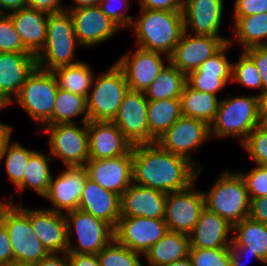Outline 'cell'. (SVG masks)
Returning a JSON list of instances; mask_svg holds the SVG:
<instances>
[{
	"label": "cell",
	"mask_w": 267,
	"mask_h": 266,
	"mask_svg": "<svg viewBox=\"0 0 267 266\" xmlns=\"http://www.w3.org/2000/svg\"><path fill=\"white\" fill-rule=\"evenodd\" d=\"M133 183L164 193L183 190L201 172L186 158L170 153L157 142L133 145Z\"/></svg>",
	"instance_id": "obj_1"
},
{
	"label": "cell",
	"mask_w": 267,
	"mask_h": 266,
	"mask_svg": "<svg viewBox=\"0 0 267 266\" xmlns=\"http://www.w3.org/2000/svg\"><path fill=\"white\" fill-rule=\"evenodd\" d=\"M140 10V17L131 24L137 37V47L170 56L184 32L183 13Z\"/></svg>",
	"instance_id": "obj_2"
},
{
	"label": "cell",
	"mask_w": 267,
	"mask_h": 266,
	"mask_svg": "<svg viewBox=\"0 0 267 266\" xmlns=\"http://www.w3.org/2000/svg\"><path fill=\"white\" fill-rule=\"evenodd\" d=\"M203 194L205 208L233 226L249 215L250 197L239 172H223Z\"/></svg>",
	"instance_id": "obj_3"
},
{
	"label": "cell",
	"mask_w": 267,
	"mask_h": 266,
	"mask_svg": "<svg viewBox=\"0 0 267 266\" xmlns=\"http://www.w3.org/2000/svg\"><path fill=\"white\" fill-rule=\"evenodd\" d=\"M261 124L259 96H239L219 102L218 111L210 124L211 137H241V143L249 133Z\"/></svg>",
	"instance_id": "obj_4"
},
{
	"label": "cell",
	"mask_w": 267,
	"mask_h": 266,
	"mask_svg": "<svg viewBox=\"0 0 267 266\" xmlns=\"http://www.w3.org/2000/svg\"><path fill=\"white\" fill-rule=\"evenodd\" d=\"M79 45L69 11L51 13L47 20V33L43 49L36 55L37 67L46 71L76 64L74 50Z\"/></svg>",
	"instance_id": "obj_5"
},
{
	"label": "cell",
	"mask_w": 267,
	"mask_h": 266,
	"mask_svg": "<svg viewBox=\"0 0 267 266\" xmlns=\"http://www.w3.org/2000/svg\"><path fill=\"white\" fill-rule=\"evenodd\" d=\"M9 202H0V220L6 226L13 249L14 259L36 264L49 252L43 246L31 226L29 208Z\"/></svg>",
	"instance_id": "obj_6"
},
{
	"label": "cell",
	"mask_w": 267,
	"mask_h": 266,
	"mask_svg": "<svg viewBox=\"0 0 267 266\" xmlns=\"http://www.w3.org/2000/svg\"><path fill=\"white\" fill-rule=\"evenodd\" d=\"M92 86L87 97L89 121L112 122L129 90L124 72L114 63L106 73L93 79Z\"/></svg>",
	"instance_id": "obj_7"
},
{
	"label": "cell",
	"mask_w": 267,
	"mask_h": 266,
	"mask_svg": "<svg viewBox=\"0 0 267 266\" xmlns=\"http://www.w3.org/2000/svg\"><path fill=\"white\" fill-rule=\"evenodd\" d=\"M58 90V82L54 73L36 67L22 85L14 101L36 123L44 126L52 117Z\"/></svg>",
	"instance_id": "obj_8"
},
{
	"label": "cell",
	"mask_w": 267,
	"mask_h": 266,
	"mask_svg": "<svg viewBox=\"0 0 267 266\" xmlns=\"http://www.w3.org/2000/svg\"><path fill=\"white\" fill-rule=\"evenodd\" d=\"M64 214L67 222V254L97 255L114 239V228L104 220L79 209ZM72 229L77 235V247L71 241Z\"/></svg>",
	"instance_id": "obj_9"
},
{
	"label": "cell",
	"mask_w": 267,
	"mask_h": 266,
	"mask_svg": "<svg viewBox=\"0 0 267 266\" xmlns=\"http://www.w3.org/2000/svg\"><path fill=\"white\" fill-rule=\"evenodd\" d=\"M49 133L50 154L60 158L66 167L85 166L89 160V137L87 122L45 125Z\"/></svg>",
	"instance_id": "obj_10"
},
{
	"label": "cell",
	"mask_w": 267,
	"mask_h": 266,
	"mask_svg": "<svg viewBox=\"0 0 267 266\" xmlns=\"http://www.w3.org/2000/svg\"><path fill=\"white\" fill-rule=\"evenodd\" d=\"M195 182L189 187L167 193L164 220L169 231L189 235L205 208L203 192L196 190Z\"/></svg>",
	"instance_id": "obj_11"
},
{
	"label": "cell",
	"mask_w": 267,
	"mask_h": 266,
	"mask_svg": "<svg viewBox=\"0 0 267 266\" xmlns=\"http://www.w3.org/2000/svg\"><path fill=\"white\" fill-rule=\"evenodd\" d=\"M168 231L164 219L120 217L114 228V239L144 256Z\"/></svg>",
	"instance_id": "obj_12"
},
{
	"label": "cell",
	"mask_w": 267,
	"mask_h": 266,
	"mask_svg": "<svg viewBox=\"0 0 267 266\" xmlns=\"http://www.w3.org/2000/svg\"><path fill=\"white\" fill-rule=\"evenodd\" d=\"M229 40L222 36L192 35L184 31L169 56V62L187 76L217 53Z\"/></svg>",
	"instance_id": "obj_13"
},
{
	"label": "cell",
	"mask_w": 267,
	"mask_h": 266,
	"mask_svg": "<svg viewBox=\"0 0 267 266\" xmlns=\"http://www.w3.org/2000/svg\"><path fill=\"white\" fill-rule=\"evenodd\" d=\"M114 122L132 145L154 143L148 127V100L145 92L128 90Z\"/></svg>",
	"instance_id": "obj_14"
},
{
	"label": "cell",
	"mask_w": 267,
	"mask_h": 266,
	"mask_svg": "<svg viewBox=\"0 0 267 266\" xmlns=\"http://www.w3.org/2000/svg\"><path fill=\"white\" fill-rule=\"evenodd\" d=\"M211 140L210 125L197 118L180 117L156 142L165 150L198 165L190 152Z\"/></svg>",
	"instance_id": "obj_15"
},
{
	"label": "cell",
	"mask_w": 267,
	"mask_h": 266,
	"mask_svg": "<svg viewBox=\"0 0 267 266\" xmlns=\"http://www.w3.org/2000/svg\"><path fill=\"white\" fill-rule=\"evenodd\" d=\"M169 62V56L136 47L135 52L124 54L115 63L125 74L129 90L145 92L167 65L162 57Z\"/></svg>",
	"instance_id": "obj_16"
},
{
	"label": "cell",
	"mask_w": 267,
	"mask_h": 266,
	"mask_svg": "<svg viewBox=\"0 0 267 266\" xmlns=\"http://www.w3.org/2000/svg\"><path fill=\"white\" fill-rule=\"evenodd\" d=\"M84 167L88 178L119 196L133 183L132 151L121 157L88 160Z\"/></svg>",
	"instance_id": "obj_17"
},
{
	"label": "cell",
	"mask_w": 267,
	"mask_h": 266,
	"mask_svg": "<svg viewBox=\"0 0 267 266\" xmlns=\"http://www.w3.org/2000/svg\"><path fill=\"white\" fill-rule=\"evenodd\" d=\"M66 11L71 14L77 41L83 47L109 40L120 29L102 12L99 5Z\"/></svg>",
	"instance_id": "obj_18"
},
{
	"label": "cell",
	"mask_w": 267,
	"mask_h": 266,
	"mask_svg": "<svg viewBox=\"0 0 267 266\" xmlns=\"http://www.w3.org/2000/svg\"><path fill=\"white\" fill-rule=\"evenodd\" d=\"M65 168L56 179L52 176L48 191L44 196L53 204V208L48 209L59 213L79 209L80 198L88 177L84 166Z\"/></svg>",
	"instance_id": "obj_19"
},
{
	"label": "cell",
	"mask_w": 267,
	"mask_h": 266,
	"mask_svg": "<svg viewBox=\"0 0 267 266\" xmlns=\"http://www.w3.org/2000/svg\"><path fill=\"white\" fill-rule=\"evenodd\" d=\"M36 67V55L32 53L0 52V102L5 107L13 103L12 96L17 97Z\"/></svg>",
	"instance_id": "obj_20"
},
{
	"label": "cell",
	"mask_w": 267,
	"mask_h": 266,
	"mask_svg": "<svg viewBox=\"0 0 267 266\" xmlns=\"http://www.w3.org/2000/svg\"><path fill=\"white\" fill-rule=\"evenodd\" d=\"M89 160L121 157L132 151L133 145L114 122L88 121Z\"/></svg>",
	"instance_id": "obj_21"
},
{
	"label": "cell",
	"mask_w": 267,
	"mask_h": 266,
	"mask_svg": "<svg viewBox=\"0 0 267 266\" xmlns=\"http://www.w3.org/2000/svg\"><path fill=\"white\" fill-rule=\"evenodd\" d=\"M167 193L132 183L120 196L121 217L164 219Z\"/></svg>",
	"instance_id": "obj_22"
},
{
	"label": "cell",
	"mask_w": 267,
	"mask_h": 266,
	"mask_svg": "<svg viewBox=\"0 0 267 266\" xmlns=\"http://www.w3.org/2000/svg\"><path fill=\"white\" fill-rule=\"evenodd\" d=\"M35 235L49 253H67V222L64 213L46 209H29Z\"/></svg>",
	"instance_id": "obj_23"
},
{
	"label": "cell",
	"mask_w": 267,
	"mask_h": 266,
	"mask_svg": "<svg viewBox=\"0 0 267 266\" xmlns=\"http://www.w3.org/2000/svg\"><path fill=\"white\" fill-rule=\"evenodd\" d=\"M224 0H184V31L194 35L220 36Z\"/></svg>",
	"instance_id": "obj_24"
},
{
	"label": "cell",
	"mask_w": 267,
	"mask_h": 266,
	"mask_svg": "<svg viewBox=\"0 0 267 266\" xmlns=\"http://www.w3.org/2000/svg\"><path fill=\"white\" fill-rule=\"evenodd\" d=\"M230 232H233V225L204 208L195 228L189 234L190 248H229L233 239L230 237L228 240Z\"/></svg>",
	"instance_id": "obj_25"
},
{
	"label": "cell",
	"mask_w": 267,
	"mask_h": 266,
	"mask_svg": "<svg viewBox=\"0 0 267 266\" xmlns=\"http://www.w3.org/2000/svg\"><path fill=\"white\" fill-rule=\"evenodd\" d=\"M79 210L104 220L115 228L121 217L120 196L87 177L80 198Z\"/></svg>",
	"instance_id": "obj_26"
},
{
	"label": "cell",
	"mask_w": 267,
	"mask_h": 266,
	"mask_svg": "<svg viewBox=\"0 0 267 266\" xmlns=\"http://www.w3.org/2000/svg\"><path fill=\"white\" fill-rule=\"evenodd\" d=\"M24 46L34 55L44 47L49 13L24 7L8 13Z\"/></svg>",
	"instance_id": "obj_27"
},
{
	"label": "cell",
	"mask_w": 267,
	"mask_h": 266,
	"mask_svg": "<svg viewBox=\"0 0 267 266\" xmlns=\"http://www.w3.org/2000/svg\"><path fill=\"white\" fill-rule=\"evenodd\" d=\"M189 235L168 231L144 255L149 266H163L189 256Z\"/></svg>",
	"instance_id": "obj_28"
},
{
	"label": "cell",
	"mask_w": 267,
	"mask_h": 266,
	"mask_svg": "<svg viewBox=\"0 0 267 266\" xmlns=\"http://www.w3.org/2000/svg\"><path fill=\"white\" fill-rule=\"evenodd\" d=\"M180 99L183 117L197 118L209 125L213 122L220 102L217 95L195 90L186 83Z\"/></svg>",
	"instance_id": "obj_29"
},
{
	"label": "cell",
	"mask_w": 267,
	"mask_h": 266,
	"mask_svg": "<svg viewBox=\"0 0 267 266\" xmlns=\"http://www.w3.org/2000/svg\"><path fill=\"white\" fill-rule=\"evenodd\" d=\"M182 116L180 98L148 101L150 137L156 142Z\"/></svg>",
	"instance_id": "obj_30"
},
{
	"label": "cell",
	"mask_w": 267,
	"mask_h": 266,
	"mask_svg": "<svg viewBox=\"0 0 267 266\" xmlns=\"http://www.w3.org/2000/svg\"><path fill=\"white\" fill-rule=\"evenodd\" d=\"M233 239L267 264V225L249 217L233 226Z\"/></svg>",
	"instance_id": "obj_31"
},
{
	"label": "cell",
	"mask_w": 267,
	"mask_h": 266,
	"mask_svg": "<svg viewBox=\"0 0 267 266\" xmlns=\"http://www.w3.org/2000/svg\"><path fill=\"white\" fill-rule=\"evenodd\" d=\"M52 72L60 89L88 97L94 76L87 63L79 61L76 64L55 68Z\"/></svg>",
	"instance_id": "obj_32"
},
{
	"label": "cell",
	"mask_w": 267,
	"mask_h": 266,
	"mask_svg": "<svg viewBox=\"0 0 267 266\" xmlns=\"http://www.w3.org/2000/svg\"><path fill=\"white\" fill-rule=\"evenodd\" d=\"M54 160L49 155L46 156L40 151H35L28 160L23 182L17 187L20 191L18 194H22V191L28 187L34 190L39 196L44 197L52 178L49 162H53Z\"/></svg>",
	"instance_id": "obj_33"
},
{
	"label": "cell",
	"mask_w": 267,
	"mask_h": 266,
	"mask_svg": "<svg viewBox=\"0 0 267 266\" xmlns=\"http://www.w3.org/2000/svg\"><path fill=\"white\" fill-rule=\"evenodd\" d=\"M185 85L186 75L168 62L145 91V95L148 101L180 98Z\"/></svg>",
	"instance_id": "obj_34"
},
{
	"label": "cell",
	"mask_w": 267,
	"mask_h": 266,
	"mask_svg": "<svg viewBox=\"0 0 267 266\" xmlns=\"http://www.w3.org/2000/svg\"><path fill=\"white\" fill-rule=\"evenodd\" d=\"M81 114L82 122H88L87 98L59 88L52 117L45 125L75 123L72 119Z\"/></svg>",
	"instance_id": "obj_35"
},
{
	"label": "cell",
	"mask_w": 267,
	"mask_h": 266,
	"mask_svg": "<svg viewBox=\"0 0 267 266\" xmlns=\"http://www.w3.org/2000/svg\"><path fill=\"white\" fill-rule=\"evenodd\" d=\"M233 18L237 42L244 48L243 50L250 47H261L265 44L267 13Z\"/></svg>",
	"instance_id": "obj_36"
},
{
	"label": "cell",
	"mask_w": 267,
	"mask_h": 266,
	"mask_svg": "<svg viewBox=\"0 0 267 266\" xmlns=\"http://www.w3.org/2000/svg\"><path fill=\"white\" fill-rule=\"evenodd\" d=\"M34 152V150L26 149L18 142L12 143L11 139L7 142L2 158L5 159L8 178L16 188L23 182L28 160Z\"/></svg>",
	"instance_id": "obj_37"
},
{
	"label": "cell",
	"mask_w": 267,
	"mask_h": 266,
	"mask_svg": "<svg viewBox=\"0 0 267 266\" xmlns=\"http://www.w3.org/2000/svg\"><path fill=\"white\" fill-rule=\"evenodd\" d=\"M139 255L113 239L97 257L100 266H143Z\"/></svg>",
	"instance_id": "obj_38"
},
{
	"label": "cell",
	"mask_w": 267,
	"mask_h": 266,
	"mask_svg": "<svg viewBox=\"0 0 267 266\" xmlns=\"http://www.w3.org/2000/svg\"><path fill=\"white\" fill-rule=\"evenodd\" d=\"M229 40L217 53L203 62L197 70L190 72L187 76H210L216 78H232V63L228 61L225 54L231 47Z\"/></svg>",
	"instance_id": "obj_39"
},
{
	"label": "cell",
	"mask_w": 267,
	"mask_h": 266,
	"mask_svg": "<svg viewBox=\"0 0 267 266\" xmlns=\"http://www.w3.org/2000/svg\"><path fill=\"white\" fill-rule=\"evenodd\" d=\"M237 82L242 86L261 89L262 80L253 60L244 52L239 56L236 63L232 64V82Z\"/></svg>",
	"instance_id": "obj_40"
},
{
	"label": "cell",
	"mask_w": 267,
	"mask_h": 266,
	"mask_svg": "<svg viewBox=\"0 0 267 266\" xmlns=\"http://www.w3.org/2000/svg\"><path fill=\"white\" fill-rule=\"evenodd\" d=\"M256 165H267V129L259 124L242 142Z\"/></svg>",
	"instance_id": "obj_41"
},
{
	"label": "cell",
	"mask_w": 267,
	"mask_h": 266,
	"mask_svg": "<svg viewBox=\"0 0 267 266\" xmlns=\"http://www.w3.org/2000/svg\"><path fill=\"white\" fill-rule=\"evenodd\" d=\"M0 52L31 53L24 46L8 14H0Z\"/></svg>",
	"instance_id": "obj_42"
},
{
	"label": "cell",
	"mask_w": 267,
	"mask_h": 266,
	"mask_svg": "<svg viewBox=\"0 0 267 266\" xmlns=\"http://www.w3.org/2000/svg\"><path fill=\"white\" fill-rule=\"evenodd\" d=\"M194 266H230L229 248H189Z\"/></svg>",
	"instance_id": "obj_43"
},
{
	"label": "cell",
	"mask_w": 267,
	"mask_h": 266,
	"mask_svg": "<svg viewBox=\"0 0 267 266\" xmlns=\"http://www.w3.org/2000/svg\"><path fill=\"white\" fill-rule=\"evenodd\" d=\"M121 4V5H119ZM128 0H100L99 6L102 12L120 29L130 28L133 22V18L130 15H125L129 8ZM119 5V6H117ZM122 8H118V7Z\"/></svg>",
	"instance_id": "obj_44"
},
{
	"label": "cell",
	"mask_w": 267,
	"mask_h": 266,
	"mask_svg": "<svg viewBox=\"0 0 267 266\" xmlns=\"http://www.w3.org/2000/svg\"><path fill=\"white\" fill-rule=\"evenodd\" d=\"M250 199L267 197V165H257L248 173H241Z\"/></svg>",
	"instance_id": "obj_45"
},
{
	"label": "cell",
	"mask_w": 267,
	"mask_h": 266,
	"mask_svg": "<svg viewBox=\"0 0 267 266\" xmlns=\"http://www.w3.org/2000/svg\"><path fill=\"white\" fill-rule=\"evenodd\" d=\"M232 78L210 76H186V83L193 89L210 94H217Z\"/></svg>",
	"instance_id": "obj_46"
},
{
	"label": "cell",
	"mask_w": 267,
	"mask_h": 266,
	"mask_svg": "<svg viewBox=\"0 0 267 266\" xmlns=\"http://www.w3.org/2000/svg\"><path fill=\"white\" fill-rule=\"evenodd\" d=\"M233 17L267 13V0H235Z\"/></svg>",
	"instance_id": "obj_47"
},
{
	"label": "cell",
	"mask_w": 267,
	"mask_h": 266,
	"mask_svg": "<svg viewBox=\"0 0 267 266\" xmlns=\"http://www.w3.org/2000/svg\"><path fill=\"white\" fill-rule=\"evenodd\" d=\"M244 52L253 60L262 80V92H267V50L261 47H250Z\"/></svg>",
	"instance_id": "obj_48"
},
{
	"label": "cell",
	"mask_w": 267,
	"mask_h": 266,
	"mask_svg": "<svg viewBox=\"0 0 267 266\" xmlns=\"http://www.w3.org/2000/svg\"><path fill=\"white\" fill-rule=\"evenodd\" d=\"M140 8L182 12L184 0H138Z\"/></svg>",
	"instance_id": "obj_49"
},
{
	"label": "cell",
	"mask_w": 267,
	"mask_h": 266,
	"mask_svg": "<svg viewBox=\"0 0 267 266\" xmlns=\"http://www.w3.org/2000/svg\"><path fill=\"white\" fill-rule=\"evenodd\" d=\"M14 260L13 249L6 226L0 220V266H5Z\"/></svg>",
	"instance_id": "obj_50"
},
{
	"label": "cell",
	"mask_w": 267,
	"mask_h": 266,
	"mask_svg": "<svg viewBox=\"0 0 267 266\" xmlns=\"http://www.w3.org/2000/svg\"><path fill=\"white\" fill-rule=\"evenodd\" d=\"M249 218L267 225V197L250 199Z\"/></svg>",
	"instance_id": "obj_51"
},
{
	"label": "cell",
	"mask_w": 267,
	"mask_h": 266,
	"mask_svg": "<svg viewBox=\"0 0 267 266\" xmlns=\"http://www.w3.org/2000/svg\"><path fill=\"white\" fill-rule=\"evenodd\" d=\"M252 256L256 260L265 264L256 253H251L250 251H246V247L240 246L234 239H232V243L229 247V258H230V266H245L244 263L241 262L242 257L247 259V256Z\"/></svg>",
	"instance_id": "obj_52"
},
{
	"label": "cell",
	"mask_w": 267,
	"mask_h": 266,
	"mask_svg": "<svg viewBox=\"0 0 267 266\" xmlns=\"http://www.w3.org/2000/svg\"><path fill=\"white\" fill-rule=\"evenodd\" d=\"M27 7L49 14L65 10V8L61 6L60 0H27Z\"/></svg>",
	"instance_id": "obj_53"
},
{
	"label": "cell",
	"mask_w": 267,
	"mask_h": 266,
	"mask_svg": "<svg viewBox=\"0 0 267 266\" xmlns=\"http://www.w3.org/2000/svg\"><path fill=\"white\" fill-rule=\"evenodd\" d=\"M69 266H100L96 254H67Z\"/></svg>",
	"instance_id": "obj_54"
},
{
	"label": "cell",
	"mask_w": 267,
	"mask_h": 266,
	"mask_svg": "<svg viewBox=\"0 0 267 266\" xmlns=\"http://www.w3.org/2000/svg\"><path fill=\"white\" fill-rule=\"evenodd\" d=\"M35 266H69L67 253H49Z\"/></svg>",
	"instance_id": "obj_55"
},
{
	"label": "cell",
	"mask_w": 267,
	"mask_h": 266,
	"mask_svg": "<svg viewBox=\"0 0 267 266\" xmlns=\"http://www.w3.org/2000/svg\"><path fill=\"white\" fill-rule=\"evenodd\" d=\"M24 7H27V0H0V14H8Z\"/></svg>",
	"instance_id": "obj_56"
},
{
	"label": "cell",
	"mask_w": 267,
	"mask_h": 266,
	"mask_svg": "<svg viewBox=\"0 0 267 266\" xmlns=\"http://www.w3.org/2000/svg\"><path fill=\"white\" fill-rule=\"evenodd\" d=\"M12 127L0 121V161L3 159L4 149L7 142L10 140Z\"/></svg>",
	"instance_id": "obj_57"
},
{
	"label": "cell",
	"mask_w": 267,
	"mask_h": 266,
	"mask_svg": "<svg viewBox=\"0 0 267 266\" xmlns=\"http://www.w3.org/2000/svg\"><path fill=\"white\" fill-rule=\"evenodd\" d=\"M74 1L76 2V5H73V7L72 6L67 7L65 10H73V9L98 5L100 0H74Z\"/></svg>",
	"instance_id": "obj_58"
},
{
	"label": "cell",
	"mask_w": 267,
	"mask_h": 266,
	"mask_svg": "<svg viewBox=\"0 0 267 266\" xmlns=\"http://www.w3.org/2000/svg\"><path fill=\"white\" fill-rule=\"evenodd\" d=\"M259 96V116H267V92L258 93Z\"/></svg>",
	"instance_id": "obj_59"
},
{
	"label": "cell",
	"mask_w": 267,
	"mask_h": 266,
	"mask_svg": "<svg viewBox=\"0 0 267 266\" xmlns=\"http://www.w3.org/2000/svg\"><path fill=\"white\" fill-rule=\"evenodd\" d=\"M163 266H194L192 260L189 256L185 257L184 259L165 264Z\"/></svg>",
	"instance_id": "obj_60"
},
{
	"label": "cell",
	"mask_w": 267,
	"mask_h": 266,
	"mask_svg": "<svg viewBox=\"0 0 267 266\" xmlns=\"http://www.w3.org/2000/svg\"><path fill=\"white\" fill-rule=\"evenodd\" d=\"M5 266H35L34 263L27 262V261H22V260H12L9 264Z\"/></svg>",
	"instance_id": "obj_61"
},
{
	"label": "cell",
	"mask_w": 267,
	"mask_h": 266,
	"mask_svg": "<svg viewBox=\"0 0 267 266\" xmlns=\"http://www.w3.org/2000/svg\"><path fill=\"white\" fill-rule=\"evenodd\" d=\"M261 125L267 129V116H259Z\"/></svg>",
	"instance_id": "obj_62"
},
{
	"label": "cell",
	"mask_w": 267,
	"mask_h": 266,
	"mask_svg": "<svg viewBox=\"0 0 267 266\" xmlns=\"http://www.w3.org/2000/svg\"><path fill=\"white\" fill-rule=\"evenodd\" d=\"M5 106L0 102V111L4 108Z\"/></svg>",
	"instance_id": "obj_63"
},
{
	"label": "cell",
	"mask_w": 267,
	"mask_h": 266,
	"mask_svg": "<svg viewBox=\"0 0 267 266\" xmlns=\"http://www.w3.org/2000/svg\"><path fill=\"white\" fill-rule=\"evenodd\" d=\"M262 47L267 50V42H265V44Z\"/></svg>",
	"instance_id": "obj_64"
}]
</instances>
